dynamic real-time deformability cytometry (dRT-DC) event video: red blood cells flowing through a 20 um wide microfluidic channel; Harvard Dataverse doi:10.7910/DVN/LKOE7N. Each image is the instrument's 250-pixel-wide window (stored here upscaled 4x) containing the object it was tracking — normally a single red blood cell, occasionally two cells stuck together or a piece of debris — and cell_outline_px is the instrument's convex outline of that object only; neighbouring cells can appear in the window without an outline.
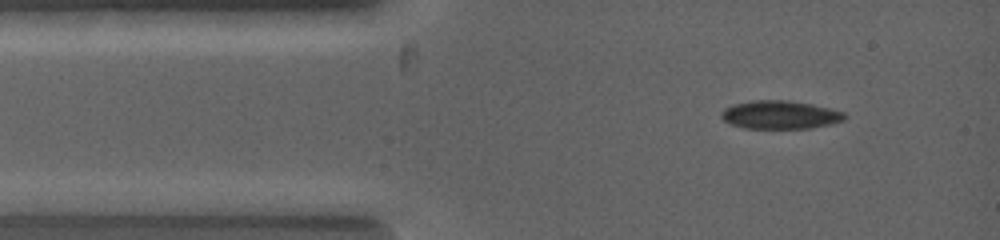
{"species": "common noctule bat (a hibernating species)", "species_latin": "Nyctalus noctula", "temperature_condition": "warm", "stored_images_in_passage": 4, "camera_frame_rate_fps": 5000, "um_per_image_px": 0.085, "animal": {"sex": "female", "body_mass_g": 19.0, "forearm_length_mm": 53.3}, "frame": {"image": 1, "passage_image": 1, "time_ms": 0.0, "image_size_px": [1000, 240], "cell_outline_px": [[848, 116], [844, 120], [832, 124], [812, 128], [744, 128], [732, 124], [724, 120], [720, 116], [720, 112], [724, 108], [732, 104], [752, 100], [788, 100], [812, 104], [844, 112]], "centroid_in_image_um": [66.31, 9.75], "position_along_channel_um": 18.7, "area_um2": 20.46}}
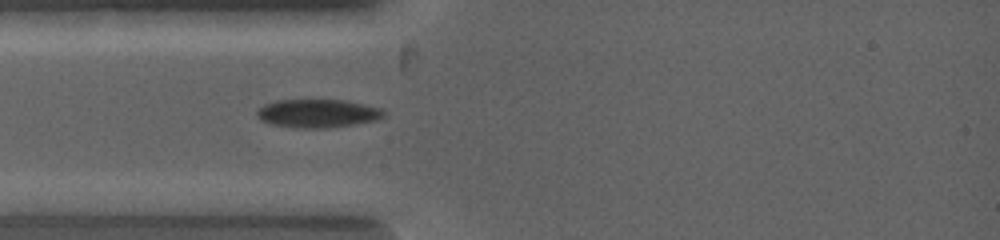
{"frame": {"image": 2, "passage_image": 4, "time_ms": 1.2, "image_size_px": [1000, 240], "cell_outline_px": [[384, 116], [376, 120], [328, 128], [296, 128], [268, 124], [260, 120], [256, 116], [256, 112], [260, 108], [268, 104], [280, 100], [340, 100], [380, 108], [384, 112]], "centroid_in_image_um": [26.95, 9.66], "position_along_channel_um": 58.1, "area_um2": 20.63}}